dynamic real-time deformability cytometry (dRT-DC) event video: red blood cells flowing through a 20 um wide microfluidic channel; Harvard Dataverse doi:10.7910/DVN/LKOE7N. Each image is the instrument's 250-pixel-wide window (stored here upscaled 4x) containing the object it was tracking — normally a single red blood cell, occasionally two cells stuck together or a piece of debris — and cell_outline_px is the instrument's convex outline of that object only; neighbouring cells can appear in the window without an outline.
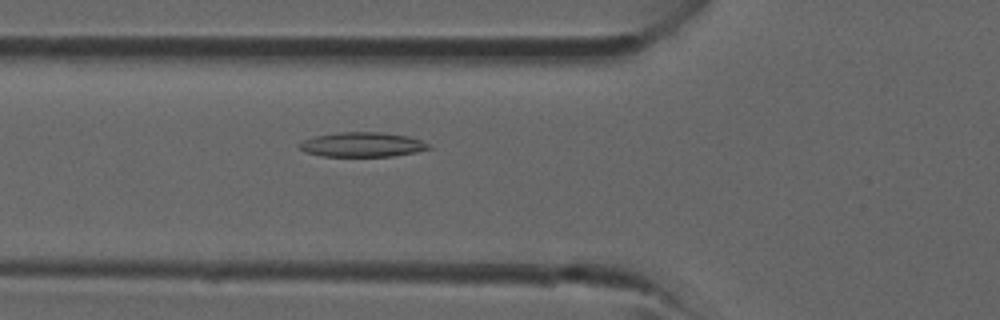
{"species": "common noctule bat (a hibernating species)", "species_latin": "Nyctalus noctula", "temperature_condition": "room temperature", "stored_images_in_passage": 36, "camera_frame_rate_fps": 3000, "um_per_image_px": 0.085, "animal": {"sex": "male", "forearm_length_mm": 52.5}, "frame": {"image": 1, "passage_image": 12, "time_ms": 3.667, "image_size_px": [1000, 320], "cell_outline_px": [[432, 148], [416, 152], [392, 156], [320, 156], [308, 152], [300, 148], [296, 144], [304, 140], [316, 136], [340, 132], [380, 132], [408, 136], [420, 140], [428, 144]], "centroid_in_image_um": [30.8, 12.29], "position_along_channel_um": 95.0, "area_um2": 18.38}}
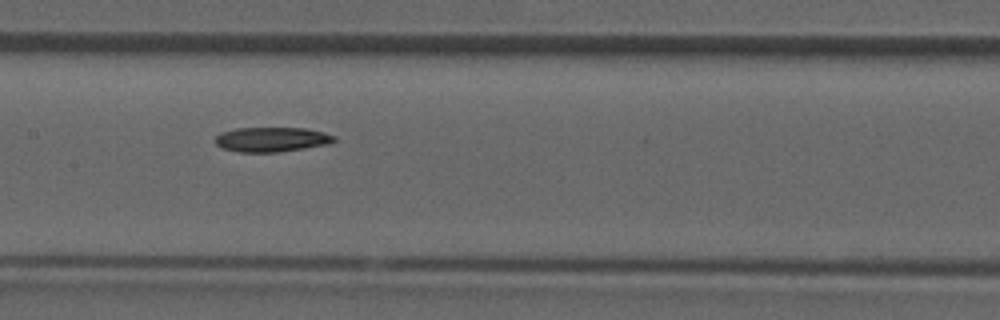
{"frame": {"image": 2, "passage_image": 17, "time_ms": 5.333, "image_size_px": [1000, 320], "cell_outline_px": [[336, 140], [328, 144], [304, 148], [276, 152], [240, 152], [224, 148], [216, 144], [212, 140], [220, 132], [236, 128], [304, 128], [324, 132], [336, 136]], "centroid_in_image_um": [23.07, 11.84], "position_along_channel_um": 184.3, "area_um2": 17.11}}
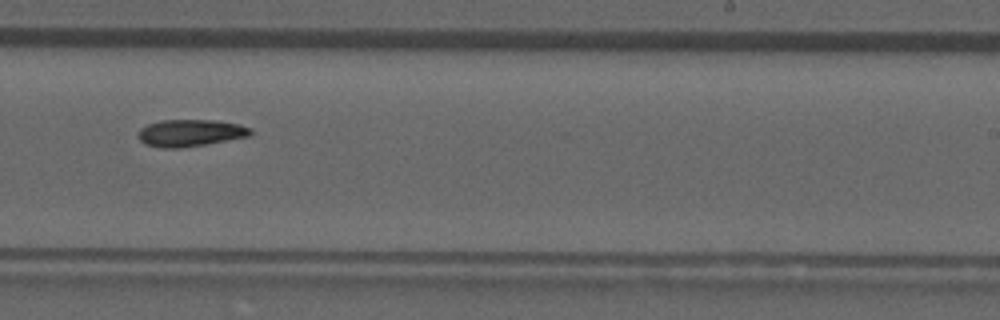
{"frame": {"image": 3, "passage_image": 22, "time_ms": 7.0, "image_size_px": [1000, 320], "cell_outline_px": [[252, 132], [248, 136], [204, 144], [180, 148], [160, 148], [144, 144], [140, 140], [140, 128], [148, 124], [160, 120], [212, 120], [240, 124], [252, 128]], "centroid_in_image_um": [16.17, 11.29], "position_along_channel_um": 272.8, "area_um2": 17.51}}